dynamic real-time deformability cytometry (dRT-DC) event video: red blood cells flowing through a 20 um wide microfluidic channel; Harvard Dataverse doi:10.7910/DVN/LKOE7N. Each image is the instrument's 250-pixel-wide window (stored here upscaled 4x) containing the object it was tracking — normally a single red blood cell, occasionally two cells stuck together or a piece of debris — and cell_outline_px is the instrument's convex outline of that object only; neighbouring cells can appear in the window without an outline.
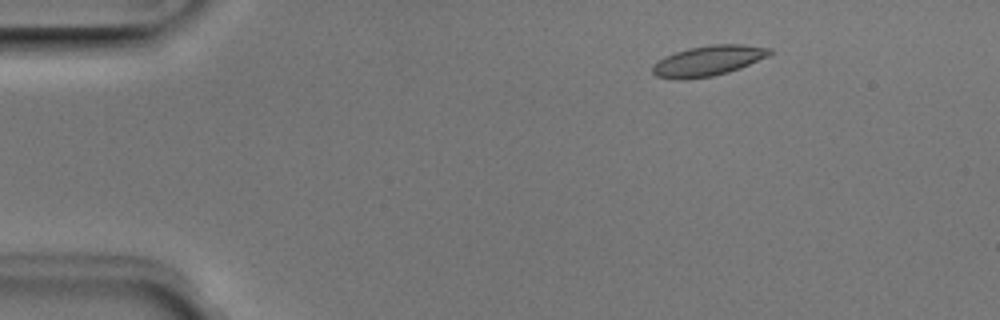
{"species": "Egyptian fruit bat (a non-hibernating species)", "species_latin": "Rousettus aegyptiacus", "temperature_condition": "room temperature", "stored_images_in_passage": 5, "camera_frame_rate_fps": 3000, "um_per_image_px": 0.085, "animal": {"sex": "male"}, "frame": {"image": 1, "passage_image": 3, "time_ms": 0.667, "image_size_px": [1000, 320], "cell_outline_px": [[772, 52], [768, 56], [740, 68], [728, 72], [712, 76], [684, 80], [676, 80], [656, 76], [652, 72], [652, 64], [664, 56], [688, 48], [712, 44], [744, 44], [772, 48]], "centroid_in_image_um": [60.17, 5.16], "position_along_channel_um": 24.8, "area_um2": 20.87}}